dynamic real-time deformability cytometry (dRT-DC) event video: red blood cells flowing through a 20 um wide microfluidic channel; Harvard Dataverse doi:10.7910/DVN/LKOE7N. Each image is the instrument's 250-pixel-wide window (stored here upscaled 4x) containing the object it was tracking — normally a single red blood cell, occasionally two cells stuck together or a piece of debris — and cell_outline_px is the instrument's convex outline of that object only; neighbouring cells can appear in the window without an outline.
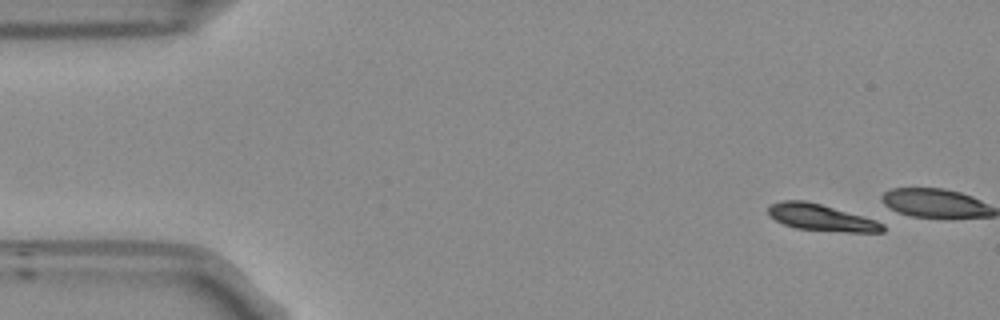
{"species": "Egyptian fruit bat (a non-hibernating species)", "species_latin": "Rousettus aegyptiacus", "temperature_condition": "room temperature", "stored_images_in_passage": 9, "camera_frame_rate_fps": 3000, "um_per_image_px": 0.085, "frame": {"image": 1, "passage_image": 1, "time_ms": 0.0, "image_size_px": [1000, 320], "cell_outline_px": [[884, 232], [848, 232], [796, 228], [784, 224], [768, 216], [768, 204], [780, 200], [804, 200], [884, 220]], "centroid_in_image_um": [69.87, 18.48], "position_along_channel_um": 15.1, "area_um2": 18.21}}